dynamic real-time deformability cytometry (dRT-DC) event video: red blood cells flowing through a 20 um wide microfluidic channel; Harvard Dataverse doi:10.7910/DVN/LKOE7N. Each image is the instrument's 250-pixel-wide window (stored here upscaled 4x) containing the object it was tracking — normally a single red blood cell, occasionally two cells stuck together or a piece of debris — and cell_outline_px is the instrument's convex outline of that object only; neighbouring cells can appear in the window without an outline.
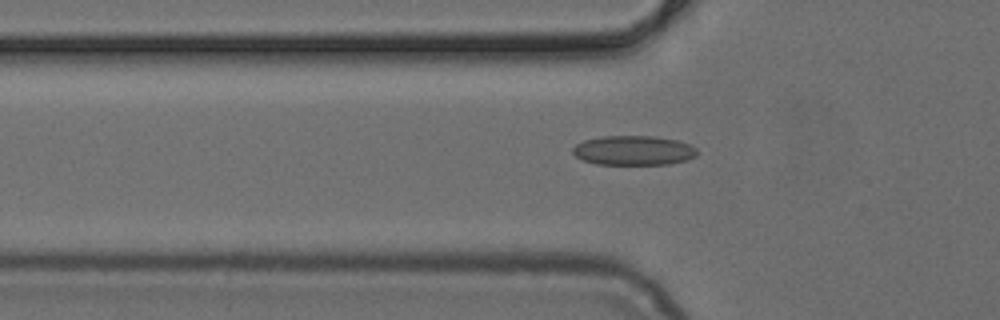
{"species": "common noctule bat (a hibernating species)", "species_latin": "Nyctalus noctula", "temperature_condition": "cold", "stored_images_in_passage": 49, "camera_frame_rate_fps": 3000, "um_per_image_px": 0.085, "animal": {"sex": "female", "body_mass_g": 24.6, "forearm_length_mm": 56.2}, "frame": {"image": 1, "passage_image": 17, "time_ms": 5.333, "image_size_px": [1000, 320], "cell_outline_px": [[696, 156], [688, 160], [668, 164], [596, 164], [584, 160], [576, 156], [572, 152], [572, 148], [576, 144], [584, 140], [600, 136], [656, 136], [676, 140], [688, 144], [696, 148]], "centroid_in_image_um": [53.84, 12.78], "position_along_channel_um": 72.0, "area_um2": 21.39}}
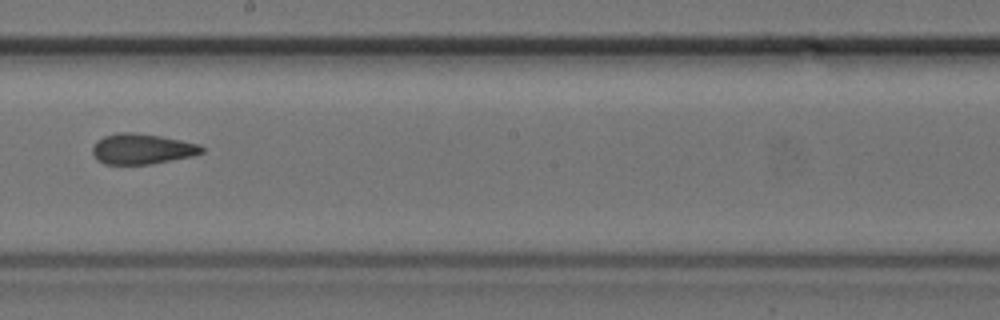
{"frame": {"image": 2, "passage_image": 29, "time_ms": 9.333, "image_size_px": [1000, 320], "cell_outline_px": [[204, 152], [192, 156], [152, 164], [104, 164], [96, 160], [92, 152], [92, 148], [96, 140], [104, 136], [116, 132], [132, 132], [160, 136], [200, 144], [204, 148]], "centroid_in_image_um": [12.04, 12.66], "position_along_channel_um": 236.2, "area_um2": 19.54}}
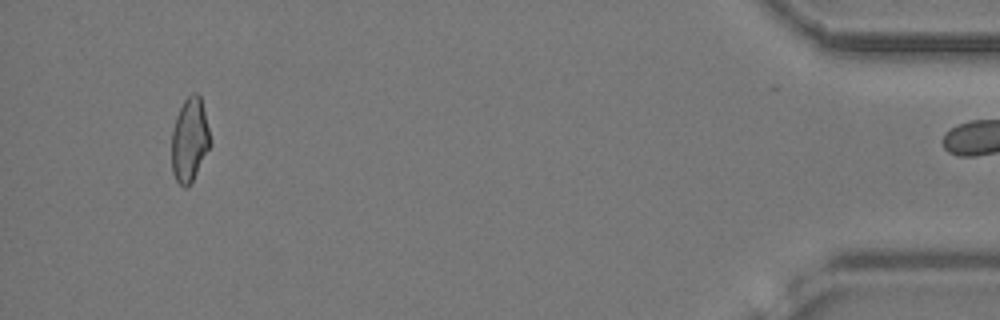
{"frame": {"image": 3, "passage_image": 48, "time_ms": 15.667, "image_size_px": [1000, 320], "cell_outline_px": [[212, 144], [188, 188], [184, 188], [176, 180], [172, 172], [172, 132], [176, 116], [184, 100], [192, 92], [196, 92], [200, 96]], "centroid_in_image_um": [16.12, 11.9], "position_along_channel_um": 419.1, "area_um2": 18.79}}